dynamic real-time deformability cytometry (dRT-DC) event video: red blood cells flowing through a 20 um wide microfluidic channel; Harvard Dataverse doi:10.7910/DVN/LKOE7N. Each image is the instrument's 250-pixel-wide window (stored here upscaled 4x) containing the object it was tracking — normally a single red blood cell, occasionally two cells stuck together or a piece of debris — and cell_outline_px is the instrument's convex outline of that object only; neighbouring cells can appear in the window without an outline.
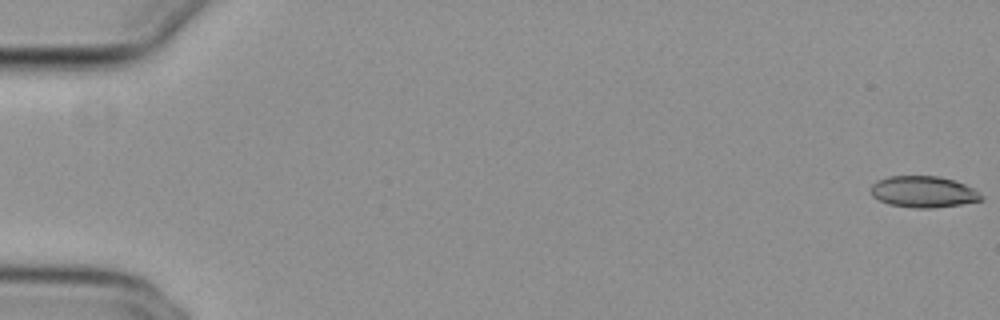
{"species": "common noctule bat (a hibernating species)", "species_latin": "Nyctalus noctula", "temperature_condition": "cold", "stored_images_in_passage": 15, "camera_frame_rate_fps": 3000, "um_per_image_px": 0.085, "animal": {"sex": "female", "body_mass_g": 29.2, "forearm_length_mm": 56.3}, "frame": {"image": 1, "passage_image": 1, "time_ms": 0.0, "image_size_px": [1000, 320], "cell_outline_px": [[984, 200], [960, 204], [932, 208], [912, 208], [888, 204], [872, 196], [872, 184], [876, 180], [888, 176], [936, 176], [952, 180], [964, 184], [972, 188], [984, 196]], "centroid_in_image_um": [78.48, 16.31], "position_along_channel_um": 6.5, "area_um2": 20.11}}